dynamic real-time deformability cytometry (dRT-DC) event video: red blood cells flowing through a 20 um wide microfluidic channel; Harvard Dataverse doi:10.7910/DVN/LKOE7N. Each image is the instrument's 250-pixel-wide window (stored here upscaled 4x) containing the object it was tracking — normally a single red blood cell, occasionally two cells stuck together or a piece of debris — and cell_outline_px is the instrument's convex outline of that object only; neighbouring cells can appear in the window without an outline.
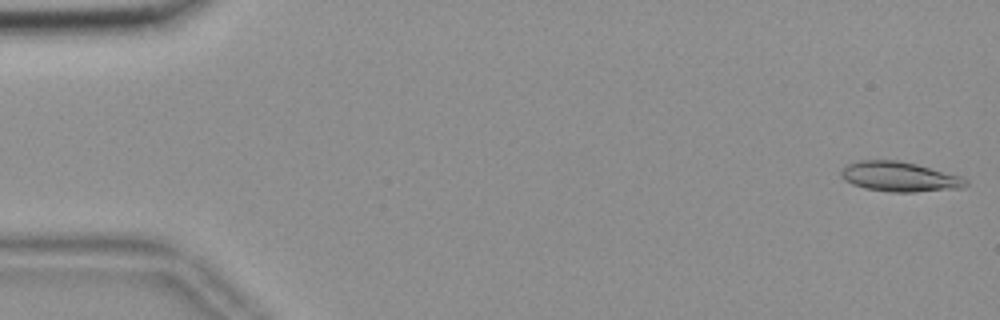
{"species": "common noctule bat (a hibernating species)", "species_latin": "Nyctalus noctula", "temperature_condition": "room temperature", "stored_images_in_passage": 55, "camera_frame_rate_fps": 3000, "um_per_image_px": 0.085, "animal": {"sex": "female", "body_mass_g": 18.4}, "frame": {"image": 1, "passage_image": 1, "time_ms": 0.0, "image_size_px": [1000, 320], "cell_outline_px": [[968, 184], [960, 188], [916, 192], [892, 192], [864, 188], [852, 184], [844, 180], [840, 176], [840, 168], [848, 164], [860, 160], [900, 160], [916, 164], [960, 176], [968, 180]], "centroid_in_image_um": [76.41, 15.02], "position_along_channel_um": 8.6, "area_um2": 21.73}}
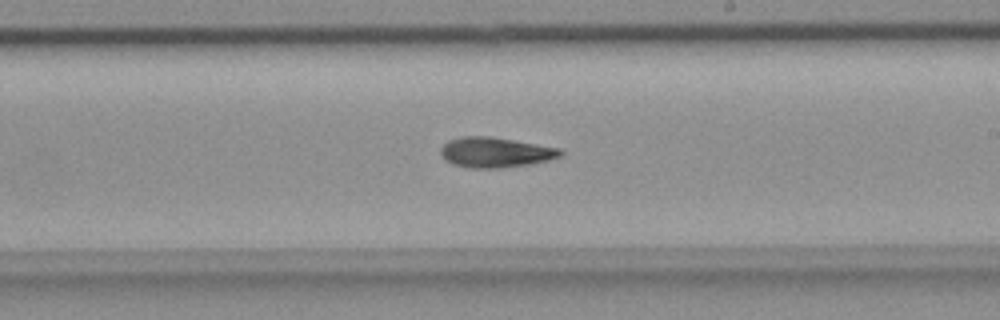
{"frame": {"image": 2, "passage_image": 32, "time_ms": 10.333, "image_size_px": [1000, 320], "cell_outline_px": [[564, 152], [560, 156], [548, 160], [528, 164], [500, 168], [468, 168], [452, 164], [444, 160], [440, 156], [440, 148], [448, 140], [460, 136], [488, 136], [560, 148]], "centroid_in_image_um": [42.04, 12.95], "position_along_channel_um": 247.0, "area_um2": 21.1}}
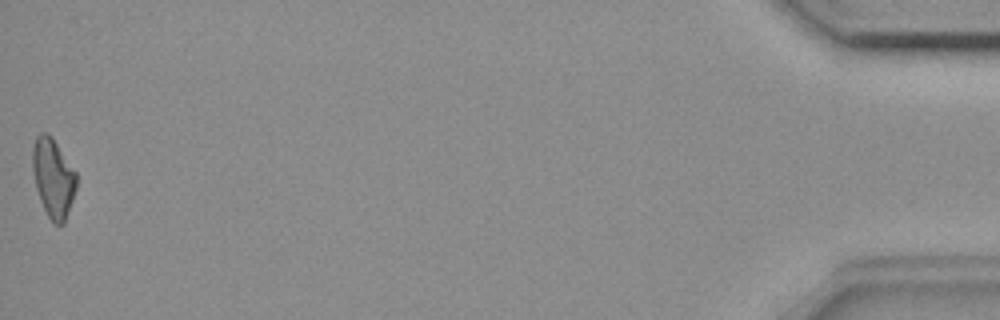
{"frame": {"image": 3, "passage_image": 55, "time_ms": 18.0, "image_size_px": [1000, 320], "cell_outline_px": [[76, 188], [64, 224], [56, 224], [48, 216], [40, 200], [36, 188], [32, 168], [32, 148], [36, 136], [40, 132], [48, 132], [52, 136], [76, 172]], "centroid_in_image_um": [4.5, 15.07], "position_along_channel_um": 430.7, "area_um2": 20.11}}